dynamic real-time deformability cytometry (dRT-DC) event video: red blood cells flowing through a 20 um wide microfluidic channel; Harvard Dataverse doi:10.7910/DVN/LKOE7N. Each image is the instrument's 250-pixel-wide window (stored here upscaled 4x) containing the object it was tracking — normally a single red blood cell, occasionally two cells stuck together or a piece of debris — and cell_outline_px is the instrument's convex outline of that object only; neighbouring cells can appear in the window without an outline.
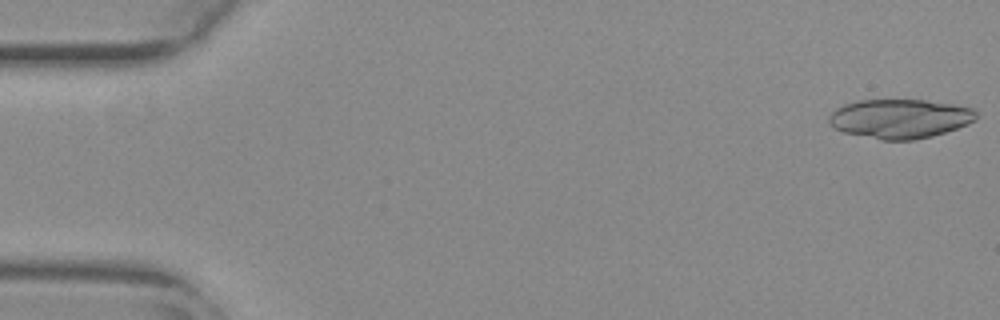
{"species": "common noctule bat (a hibernating species)", "species_latin": "Nyctalus noctula", "temperature_condition": "warm", "stored_images_in_passage": 14, "camera_frame_rate_fps": 3000, "um_per_image_px": 0.085, "animal": {"sex": "female", "body_mass_g": 29.2, "forearm_length_mm": 56.3}, "frame": {"image": 1, "passage_image": 1, "time_ms": 0.0, "image_size_px": [1000, 320], "cell_outline_px": [[976, 120], [968, 124], [932, 136], [916, 140], [880, 140], [844, 132], [832, 128], [828, 124], [828, 116], [836, 108], [844, 104], [856, 100], [924, 100], [952, 104], [972, 108], [976, 112]], "centroid_in_image_um": [76.44, 10.09], "position_along_channel_um": 8.6, "area_um2": 33.81}}